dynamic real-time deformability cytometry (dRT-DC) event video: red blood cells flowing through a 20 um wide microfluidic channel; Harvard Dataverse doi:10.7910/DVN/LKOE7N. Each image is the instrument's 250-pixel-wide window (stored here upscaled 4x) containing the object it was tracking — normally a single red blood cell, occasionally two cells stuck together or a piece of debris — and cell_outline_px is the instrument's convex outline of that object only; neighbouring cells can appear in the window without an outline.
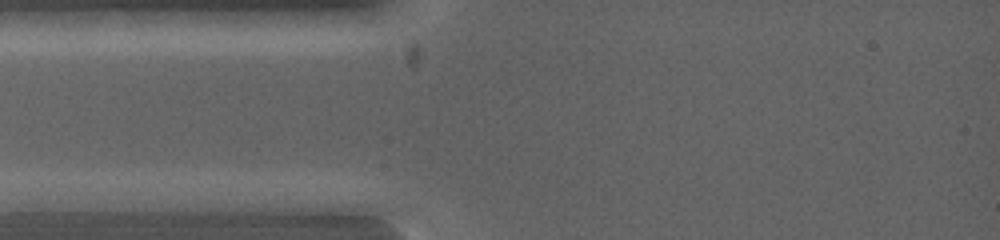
{"species": "common noctule bat (a hibernating species)", "species_latin": "Nyctalus noctula", "temperature_condition": "warm", "stored_images_in_passage": 2, "camera_frame_rate_fps": 5000, "um_per_image_px": 0.085, "animal": {"sex": "female", "body_mass_g": 19.0, "forearm_length_mm": 53.3}, "frame": {"image": 1, "passage_image": 1, "time_ms": 0.0, "image_size_px": [1000, 240], "cell_outline_px": [[124, 200], [84, 212], [20, 212], [12, 200], [20, 192], [100, 192]], "centroid_in_image_um": [5.29, 17.13], "position_along_channel_um": 79.7, "area_um2": 13.18}}